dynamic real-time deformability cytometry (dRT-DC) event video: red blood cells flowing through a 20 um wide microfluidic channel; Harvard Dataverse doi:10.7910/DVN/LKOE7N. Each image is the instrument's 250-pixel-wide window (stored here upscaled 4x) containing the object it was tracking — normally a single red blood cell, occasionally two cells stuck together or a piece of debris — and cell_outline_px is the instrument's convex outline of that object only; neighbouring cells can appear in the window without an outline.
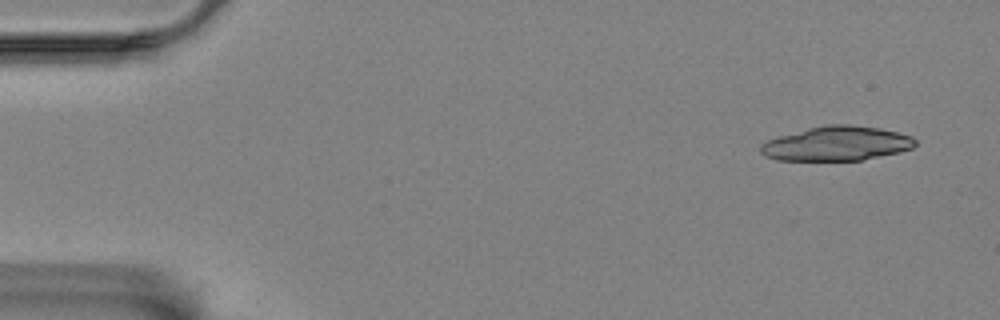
{"species": "Egyptian fruit bat (a non-hibernating species)", "species_latin": "Rousettus aegyptiacus", "temperature_condition": "room temperature", "stored_images_in_passage": 22, "camera_frame_rate_fps": 3000, "um_per_image_px": 0.085, "animal": {"sex": "female"}, "frame": {"image": 1, "passage_image": 3, "time_ms": 0.667, "image_size_px": [1000, 320], "cell_outline_px": [[916, 144], [912, 148], [900, 152], [864, 160], [776, 160], [764, 156], [760, 152], [760, 144], [768, 140], [780, 136], [808, 128], [828, 124], [848, 124], [880, 128], [912, 136], [916, 140]], "centroid_in_image_um": [71.13, 12.21], "position_along_channel_um": 13.9, "area_um2": 31.04}}
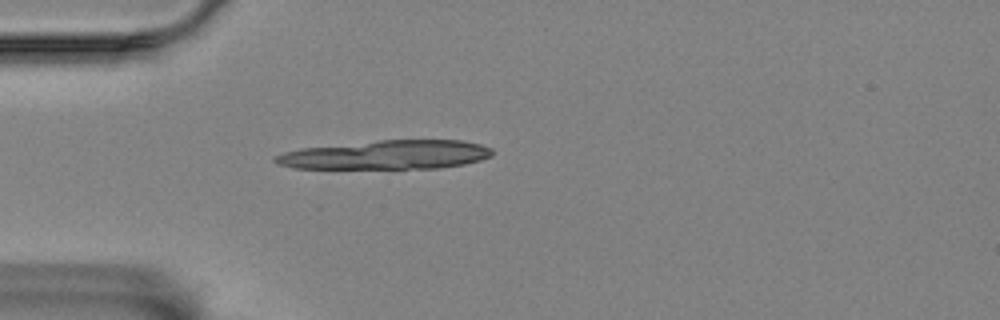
{"frame": {"image": 2, "passage_image": 15, "time_ms": 4.667, "image_size_px": [1000, 320], "cell_outline_px": [[492, 156], [480, 160], [464, 164], [440, 168], [292, 168], [276, 164], [272, 160], [272, 156], [284, 152], [300, 148], [380, 140], [460, 140], [480, 144], [492, 148]], "centroid_in_image_um": [32.8, 13.16], "position_along_channel_um": 52.2, "area_um2": 36.7}}